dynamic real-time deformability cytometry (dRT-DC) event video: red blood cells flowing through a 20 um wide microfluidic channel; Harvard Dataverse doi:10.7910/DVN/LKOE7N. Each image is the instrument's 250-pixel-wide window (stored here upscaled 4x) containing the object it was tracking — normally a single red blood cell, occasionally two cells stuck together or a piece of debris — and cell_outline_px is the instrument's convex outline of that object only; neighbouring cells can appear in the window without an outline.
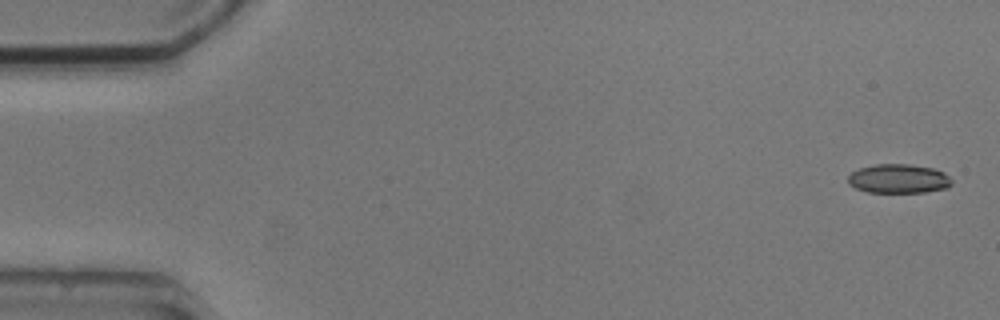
{"species": "common noctule bat (a hibernating species)", "species_latin": "Nyctalus noctula", "temperature_condition": "cold", "stored_images_in_passage": 6, "camera_frame_rate_fps": 3000, "um_per_image_px": 0.085, "animal": {"sex": "male", "body_mass_g": 20.5, "forearm_length_mm": 52.5}, "frame": {"image": 1, "passage_image": 1, "time_ms": 0.0, "image_size_px": [1000, 320], "cell_outline_px": [[952, 184], [948, 188], [924, 192], [868, 192], [856, 188], [848, 184], [848, 176], [852, 172], [860, 168], [876, 164], [908, 164], [932, 168], [944, 172], [952, 180]], "centroid_in_image_um": [76.39, 15.19], "position_along_channel_um": 8.6, "area_um2": 17.57}}
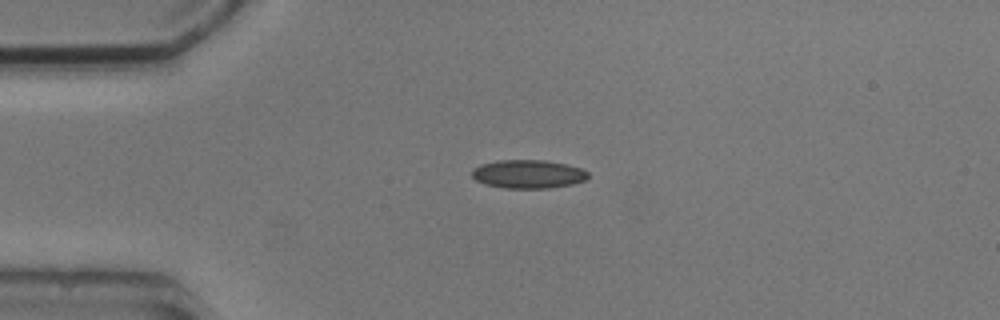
{"frame": {"image": 2, "passage_image": 3, "time_ms": 3.667, "image_size_px": [1000, 320], "cell_outline_px": [[588, 176], [584, 180], [572, 184], [548, 188], [504, 188], [484, 184], [476, 180], [472, 176], [472, 168], [480, 164], [500, 160], [544, 160], [568, 164], [580, 168], [588, 172]], "centroid_in_image_um": [44.87, 14.79], "position_along_channel_um": 40.1, "area_um2": 19.31}}